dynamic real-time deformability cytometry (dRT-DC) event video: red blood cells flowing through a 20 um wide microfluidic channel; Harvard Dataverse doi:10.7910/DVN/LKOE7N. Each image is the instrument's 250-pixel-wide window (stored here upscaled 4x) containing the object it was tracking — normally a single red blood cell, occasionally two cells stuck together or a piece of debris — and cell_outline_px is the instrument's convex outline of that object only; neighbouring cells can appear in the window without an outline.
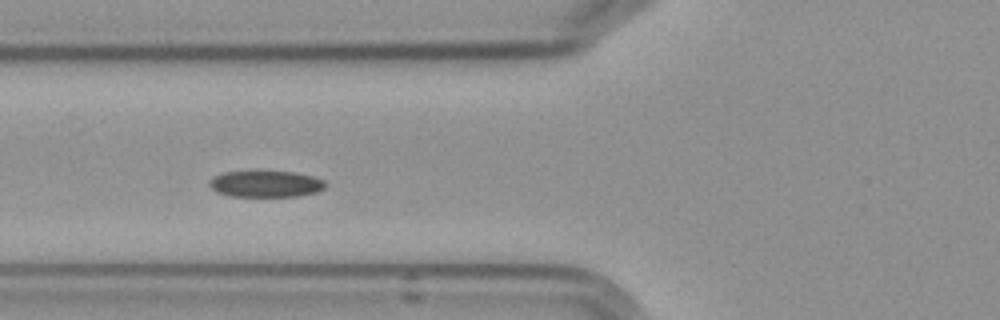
{"species": "Egyptian fruit bat (a non-hibernating species)", "species_latin": "Rousettus aegyptiacus", "temperature_condition": "cold", "stored_images_in_passage": 8, "camera_frame_rate_fps": 3000, "um_per_image_px": 0.085, "frame": {"image": 1, "passage_image": 7, "time_ms": 8.0, "image_size_px": [1000, 320], "cell_outline_px": [[324, 188], [316, 192], [296, 196], [232, 196], [216, 192], [208, 184], [216, 176], [224, 172], [256, 168], [292, 172], [312, 176], [324, 180]], "centroid_in_image_um": [22.55, 15.58], "position_along_channel_um": 103.2, "area_um2": 18.38}}
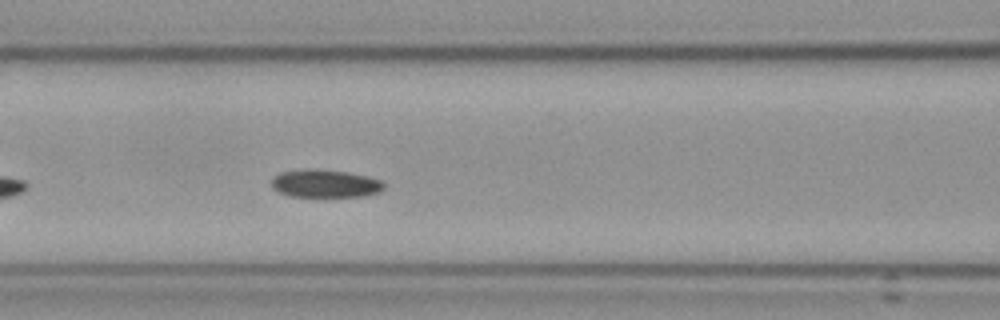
{"frame": {"image": 2, "passage_image": 8, "time_ms": 9.0, "image_size_px": [1000, 320], "cell_outline_px": [[384, 188], [380, 192], [364, 196], [292, 196], [280, 192], [272, 188], [272, 180], [280, 172], [308, 168], [316, 168], [348, 172], [368, 176], [380, 180], [384, 184]], "centroid_in_image_um": [27.66, 15.58], "position_along_channel_um": 138.9, "area_um2": 18.26}}